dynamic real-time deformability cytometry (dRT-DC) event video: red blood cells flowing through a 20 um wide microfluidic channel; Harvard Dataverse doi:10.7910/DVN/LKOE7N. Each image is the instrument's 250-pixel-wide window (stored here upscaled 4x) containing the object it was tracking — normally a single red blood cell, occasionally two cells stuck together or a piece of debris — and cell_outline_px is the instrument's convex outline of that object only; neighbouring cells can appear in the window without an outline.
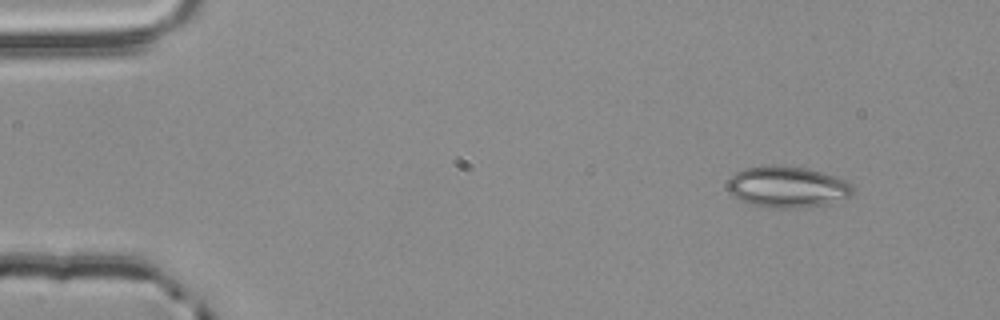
{"species": "common noctule bat (a hibernating species)", "species_latin": "Nyctalus noctula", "temperature_condition": "room temperature", "stored_images_in_passage": 50, "camera_frame_rate_fps": 3000, "um_per_image_px": 0.085, "animal": {"sex": "male", "body_mass_g": 20.4}, "frame": {"image": 1, "passage_image": 1, "time_ms": 0.0, "image_size_px": [1000, 320], "cell_outline_px": [[852, 192], [848, 196], [828, 204], [792, 208], [776, 208], [752, 204], [740, 200], [728, 188], [728, 180], [736, 172], [744, 168], [772, 164], [776, 164], [804, 168], [824, 172], [836, 176], [852, 184]], "centroid_in_image_um": [66.92, 15.86], "position_along_channel_um": 18.1, "area_um2": 29.82}}
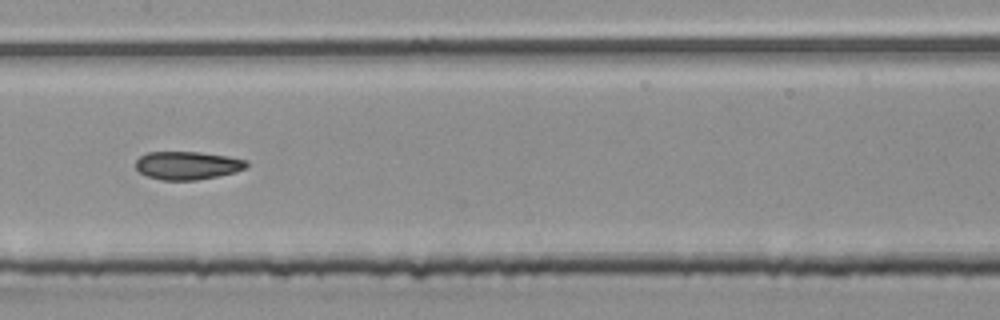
{"frame": {"image": 2, "passage_image": 23, "time_ms": 7.333, "image_size_px": [1000, 320], "cell_outline_px": [[248, 164], [244, 168], [236, 172], [196, 180], [160, 180], [148, 176], [140, 172], [136, 168], [136, 160], [140, 156], [148, 152], [200, 152], [228, 156], [248, 160]], "centroid_in_image_um": [15.93, 14.06], "position_along_channel_um": 191.5, "area_um2": 18.15}}
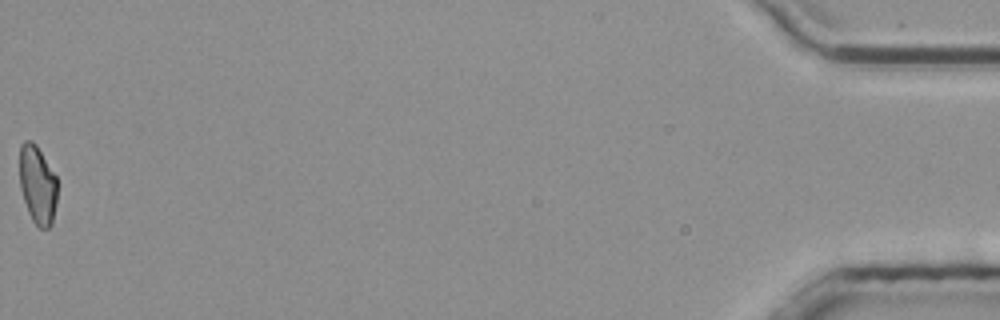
{"frame": {"image": 3, "passage_image": 50, "time_ms": 16.333, "image_size_px": [1000, 320], "cell_outline_px": [[56, 204], [52, 224], [48, 228], [40, 228], [32, 220], [28, 212], [20, 188], [20, 144], [24, 140], [32, 140], [36, 144], [56, 176]], "centroid_in_image_um": [3.18, 15.69], "position_along_channel_um": 432.0, "area_um2": 17.22}, "authors_computed_cell_mechanics": {"area_um2": 18.3515, "velocity_mm_per_s": 3.8625, "shape_relaxation_time_tau1_ms": null, "shape_relaxation_time_tau2_ms": 2.9902, "deformation_change_tau1": null, "deformation_change_tau2": 0.0903}}